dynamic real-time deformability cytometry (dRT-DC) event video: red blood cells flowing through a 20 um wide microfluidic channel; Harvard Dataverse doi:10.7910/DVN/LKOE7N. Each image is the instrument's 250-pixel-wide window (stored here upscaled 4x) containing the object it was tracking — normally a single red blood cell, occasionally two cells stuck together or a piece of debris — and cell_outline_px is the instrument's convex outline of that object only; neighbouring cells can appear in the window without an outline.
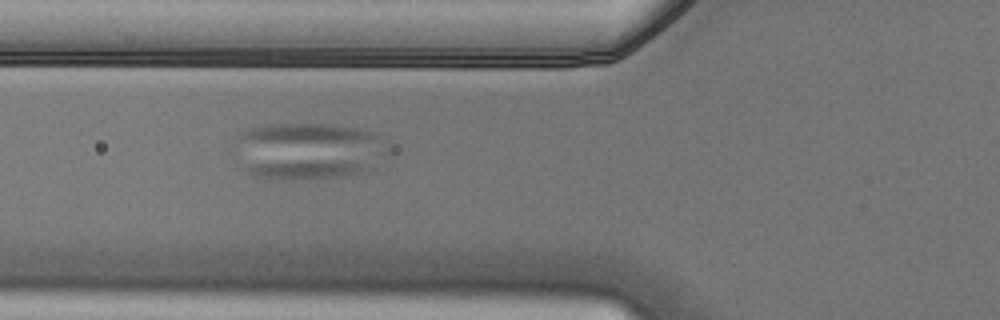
{"species": "Egyptian fruit bat (a non-hibernating species)", "species_latin": "Rousettus aegyptiacus", "temperature_condition": "cold", "stored_images_in_passage": 2, "camera_frame_rate_fps": 3000, "um_per_image_px": 0.085, "animal": {"sex": "male"}, "frame": {"image": 1, "passage_image": 2, "time_ms": 0.333, "image_size_px": [1000, 320], "cell_outline_px": [[372, 168], [360, 172], [340, 176], [308, 180], [284, 180], [256, 176], [248, 172], [244, 168], [252, 164], [364, 164]], "centroid_in_image_um": [25.86, 14.52], "position_along_channel_um": 99.9, "area_um2": 11.33}}